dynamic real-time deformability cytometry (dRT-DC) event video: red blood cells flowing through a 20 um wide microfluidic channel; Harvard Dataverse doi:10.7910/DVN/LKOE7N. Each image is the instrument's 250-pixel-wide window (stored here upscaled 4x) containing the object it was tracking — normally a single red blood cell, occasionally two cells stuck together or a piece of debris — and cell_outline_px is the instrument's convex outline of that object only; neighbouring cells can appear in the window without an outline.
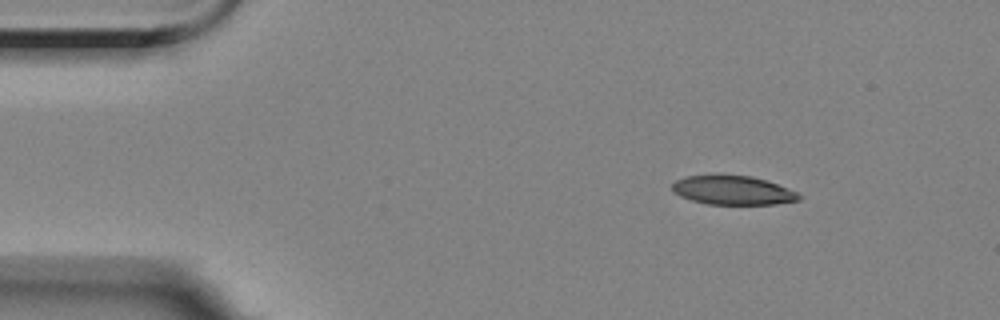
{"species": "Egyptian fruit bat (a non-hibernating species)", "species_latin": "Rousettus aegyptiacus", "temperature_condition": "room temperature", "stored_images_in_passage": 4, "segment_of_instrument_passage": [1, 2], "camera_frame_rate_fps": 3000, "um_per_image_px": 0.085, "animal": {"sex": "female"}, "frame": {"image": 1, "passage_image": 1, "time_ms": 0.0, "image_size_px": [1000, 320], "cell_outline_px": [[804, 196], [800, 200], [776, 204], [708, 204], [692, 200], [680, 196], [672, 188], [672, 184], [676, 180], [684, 176], [752, 176], [776, 184], [796, 192]], "centroid_in_image_um": [62.32, 16.19], "position_along_channel_um": 22.7, "area_um2": 20.98}}